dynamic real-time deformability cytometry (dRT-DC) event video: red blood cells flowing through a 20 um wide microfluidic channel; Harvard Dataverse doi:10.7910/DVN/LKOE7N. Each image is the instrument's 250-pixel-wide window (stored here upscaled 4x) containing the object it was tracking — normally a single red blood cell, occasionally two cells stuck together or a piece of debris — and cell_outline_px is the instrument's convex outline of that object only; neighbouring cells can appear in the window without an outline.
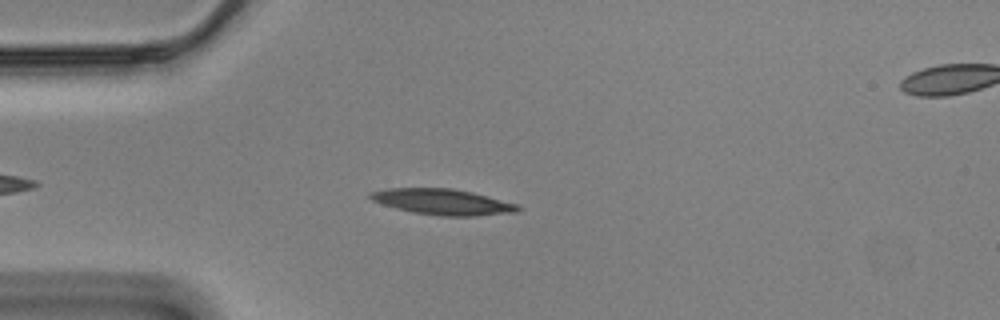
{"species": "Egyptian fruit bat (a non-hibernating species)", "species_latin": "Rousettus aegyptiacus", "temperature_condition": "cold", "stored_images_in_passage": 50, "camera_frame_rate_fps": 3000, "um_per_image_px": 0.085, "animal": {"sex": "male"}, "frame": {"image": 1, "passage_image": 8, "time_ms": 2.333, "image_size_px": [1000, 320], "cell_outline_px": [[524, 208], [520, 212], [476, 216], [440, 216], [412, 212], [396, 208], [372, 200], [368, 196], [368, 192], [388, 188], [452, 188], [472, 192], [520, 204]], "centroid_in_image_um": [37.7, 17.16], "position_along_channel_um": 47.3, "area_um2": 22.48}}
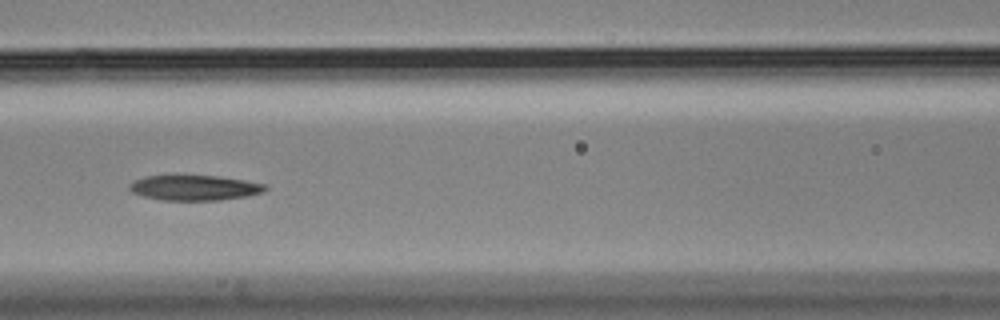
{"frame": {"image": 2, "passage_image": 18, "time_ms": 5.667, "image_size_px": [1000, 320], "cell_outline_px": [[268, 188], [264, 192], [248, 196], [220, 200], [160, 200], [144, 196], [132, 192], [128, 188], [128, 184], [144, 176], [220, 176], [268, 184]], "centroid_in_image_um": [16.58, 15.96], "position_along_channel_um": 150.0, "area_um2": 20.0}}
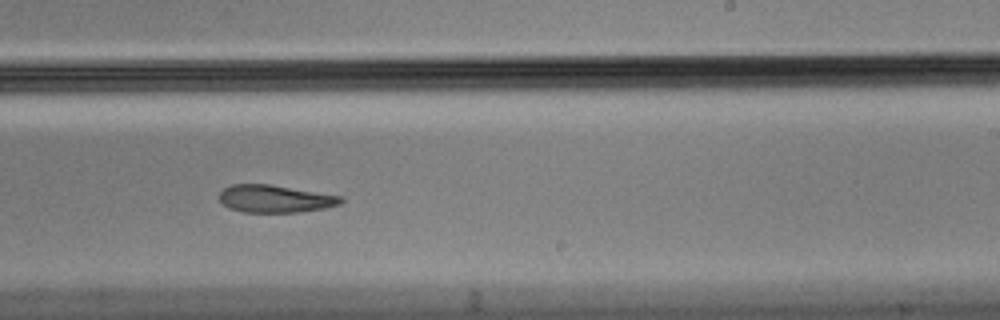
{"frame": {"image": 3, "passage_image": 28, "time_ms": 9.0, "image_size_px": [1000, 320], "cell_outline_px": [[344, 200], [340, 204], [324, 208], [300, 212], [244, 212], [228, 208], [220, 200], [220, 192], [224, 188], [232, 184], [272, 184], [344, 196]], "centroid_in_image_um": [23.42, 16.88], "position_along_channel_um": 265.6, "area_um2": 19.65}, "authors_computed_cell_mechanics": {"area_um2": 21.1259, "velocity_mm_per_s": 3.4816, "shape_relaxation_time_tau1_ms": 7.6376, "shape_relaxation_time_tau2_ms": null, "deformation_change_tau1": 0.1754, "deformation_change_tau2": null}}